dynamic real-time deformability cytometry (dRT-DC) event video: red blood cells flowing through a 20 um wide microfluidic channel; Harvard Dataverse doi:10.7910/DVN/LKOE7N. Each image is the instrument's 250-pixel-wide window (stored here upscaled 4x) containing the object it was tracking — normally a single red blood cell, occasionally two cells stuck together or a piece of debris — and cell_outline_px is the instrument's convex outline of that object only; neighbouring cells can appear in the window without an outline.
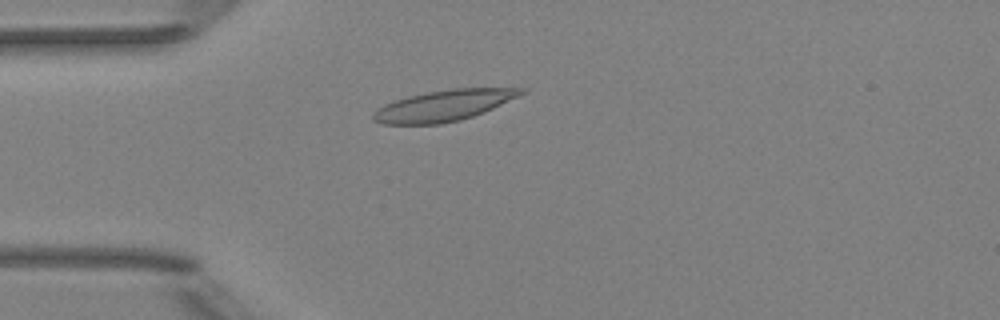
{"species": "Egyptian fruit bat (a non-hibernating species)", "species_latin": "Rousettus aegyptiacus", "temperature_condition": "room temperature", "stored_images_in_passage": 52, "camera_frame_rate_fps": 3000, "um_per_image_px": 0.085, "animal": {"sex": "female"}, "frame": {"image": 1, "passage_image": 14, "time_ms": 4.333, "image_size_px": [1000, 320], "cell_outline_px": [[528, 92], [484, 112], [460, 120], [440, 124], [384, 124], [372, 120], [372, 112], [384, 104], [408, 96], [428, 92], [452, 88], [528, 88]], "centroid_in_image_um": [37.73, 8.97], "position_along_channel_um": 47.3, "area_um2": 26.7}}
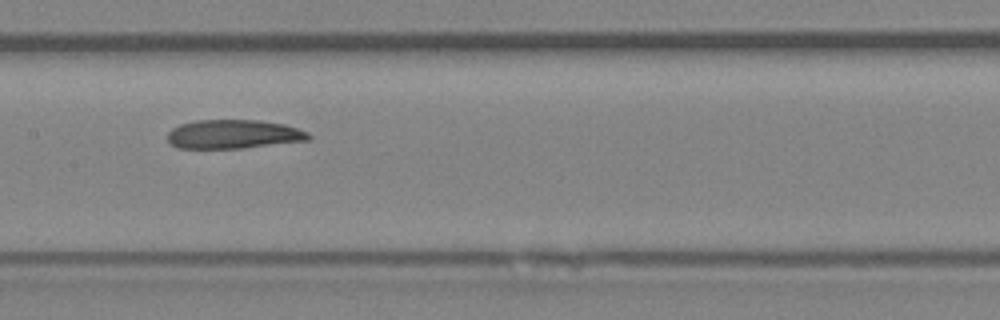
{"frame": {"image": 2, "passage_image": 26, "time_ms": 8.333, "image_size_px": [1000, 320], "cell_outline_px": [[312, 136], [308, 140], [240, 148], [176, 148], [168, 140], [168, 132], [172, 128], [180, 124], [196, 120], [260, 120], [284, 124], [308, 132]], "centroid_in_image_um": [19.83, 11.4], "position_along_channel_um": 187.6, "area_um2": 23.64}}
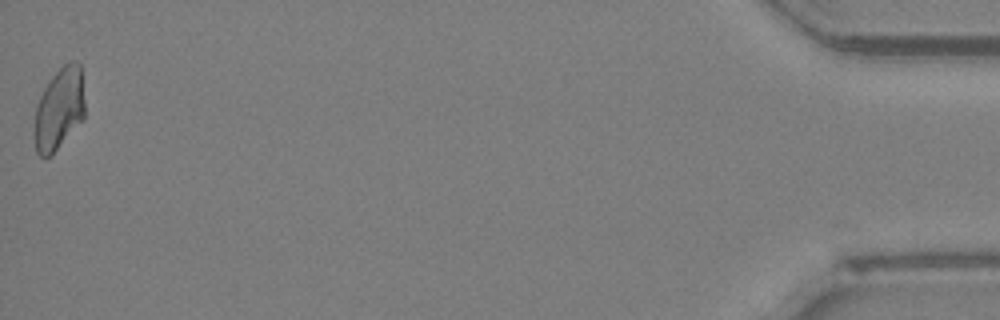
{"frame": {"image": 3, "passage_image": 52, "time_ms": 17.0, "image_size_px": [1000, 320], "cell_outline_px": [[84, 120], [52, 156], [40, 156], [36, 152], [32, 132], [36, 104], [44, 88], [52, 76], [68, 60], [76, 60], [80, 64], [84, 100]], "centroid_in_image_um": [5.01, 9.3], "position_along_channel_um": 430.2, "area_um2": 24.8}, "authors_computed_cell_mechanics": {"area_um2": 24.7962, "velocity_mm_per_s": 3.9349, "shape_relaxation_time_tau1_ms": null, "shape_relaxation_time_tau2_ms": 6.0407, "deformation_change_tau1": null, "deformation_change_tau2": 0.1214}}